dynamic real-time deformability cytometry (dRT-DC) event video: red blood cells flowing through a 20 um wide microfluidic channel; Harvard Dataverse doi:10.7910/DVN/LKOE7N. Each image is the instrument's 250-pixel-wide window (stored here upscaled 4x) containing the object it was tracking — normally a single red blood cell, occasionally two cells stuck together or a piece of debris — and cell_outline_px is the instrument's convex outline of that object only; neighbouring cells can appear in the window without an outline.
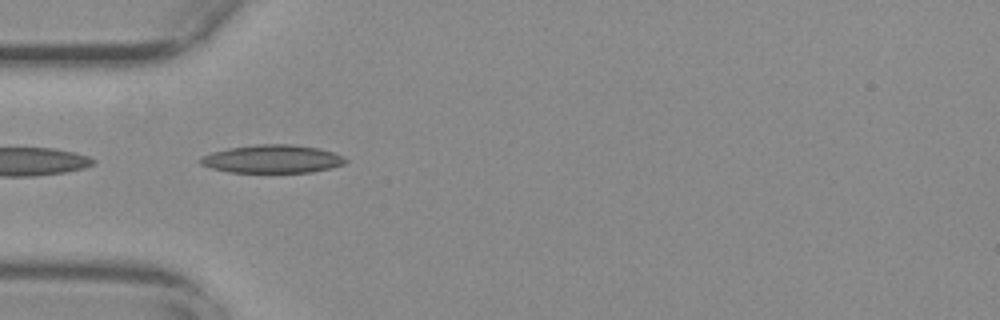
{"species": "common noctule bat (a hibernating species)", "species_latin": "Nyctalus noctula", "temperature_condition": "warm", "stored_images_in_passage": 35, "camera_frame_rate_fps": 3000, "um_per_image_px": 0.085, "animal": {"sex": "female", "body_mass_g": 29.2, "forearm_length_mm": 56.3}, "frame": {"image": 1, "passage_image": 1, "time_ms": 0.0, "image_size_px": [1000, 320], "cell_outline_px": [[348, 160], [344, 164], [312, 172], [228, 172], [212, 168], [200, 164], [200, 160], [204, 156], [212, 152], [228, 148], [256, 144], [292, 144], [320, 148], [344, 156]], "centroid_in_image_um": [23.17, 13.5], "position_along_channel_um": 61.8, "area_um2": 23.7}}
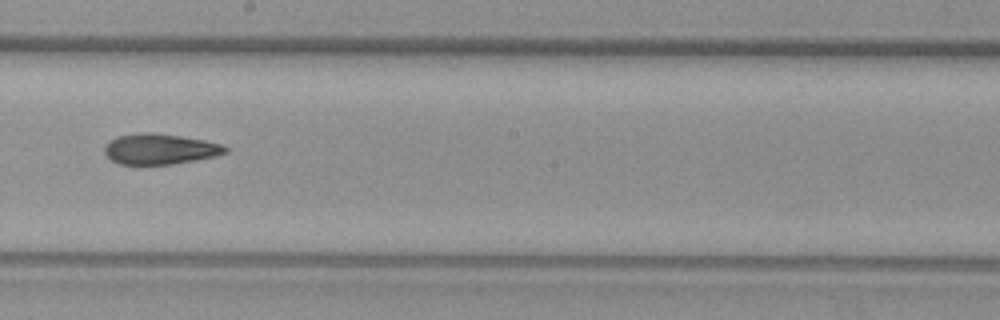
{"frame": {"image": 2, "passage_image": 15, "time_ms": 4.667, "image_size_px": [1000, 320], "cell_outline_px": [[228, 152], [216, 156], [172, 164], [120, 164], [112, 160], [104, 152], [104, 144], [108, 140], [116, 136], [140, 132], [152, 132], [180, 136], [204, 140], [220, 144], [228, 148]], "centroid_in_image_um": [13.55, 12.65], "position_along_channel_um": 234.6, "area_um2": 21.56}}
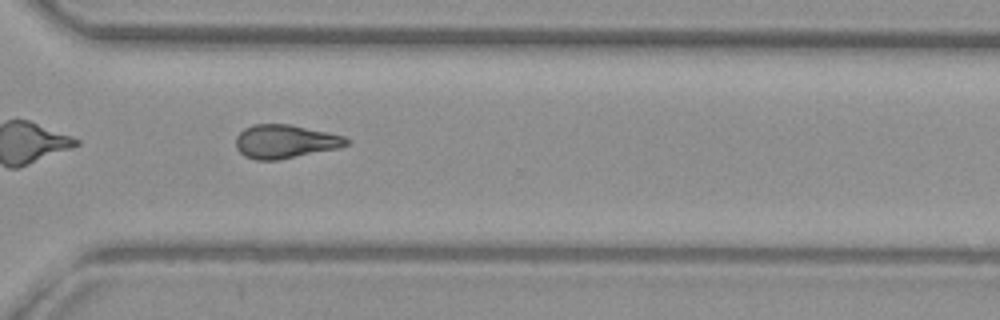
{"frame": {"image": 3, "passage_image": 24, "time_ms": 7.667, "image_size_px": [1000, 320], "cell_outline_px": [[352, 144], [336, 148], [276, 160], [256, 160], [244, 156], [236, 148], [236, 136], [244, 128], [252, 124], [288, 124], [328, 132], [344, 136], [352, 140]], "centroid_in_image_um": [24.24, 12.02], "position_along_channel_um": 346.4, "area_um2": 21.62}, "authors_computed_cell_mechanics": {"area_um2": 21.6172, "velocity_mm_per_s": 3.7331, "shape_relaxation_time_tau1_ms": null, "shape_relaxation_time_tau2_ms": 8.2567, "deformation_change_tau1": null, "deformation_change_tau2": 0.2014}}